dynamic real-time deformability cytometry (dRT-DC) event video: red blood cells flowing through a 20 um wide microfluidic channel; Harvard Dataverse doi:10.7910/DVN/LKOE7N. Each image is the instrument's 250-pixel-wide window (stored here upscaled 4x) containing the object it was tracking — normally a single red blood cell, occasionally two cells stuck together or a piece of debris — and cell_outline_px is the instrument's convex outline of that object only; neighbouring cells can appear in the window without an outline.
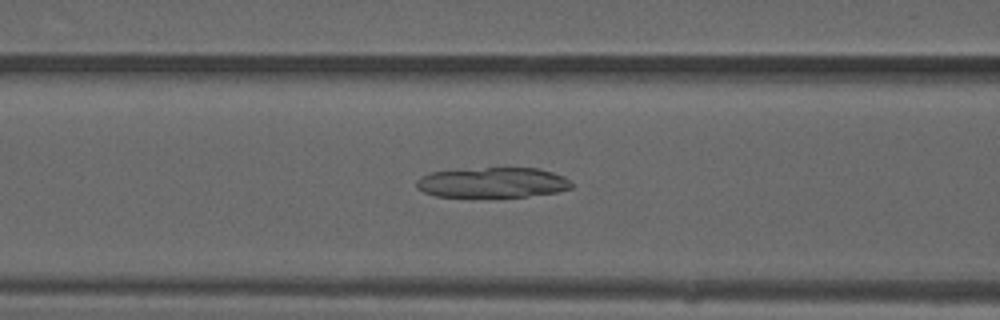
{"species": "common noctule bat (a hibernating species)", "species_latin": "Nyctalus noctula", "temperature_condition": "warm", "stored_images_in_passage": 25, "camera_frame_rate_fps": 3000, "um_per_image_px": 0.085, "animal": {"sex": "male", "forearm_length_mm": 52.5}, "frame": {"image": 1, "passage_image": 12, "time_ms": 3.667, "image_size_px": [1000, 320], "cell_outline_px": [[572, 188], [556, 192], [528, 196], [436, 196], [424, 192], [416, 188], [416, 180], [420, 176], [428, 172], [484, 168], [536, 168], [552, 172], [564, 176], [572, 184]], "centroid_in_image_um": [41.85, 15.51], "position_along_channel_um": 124.8, "area_um2": 27.05}}
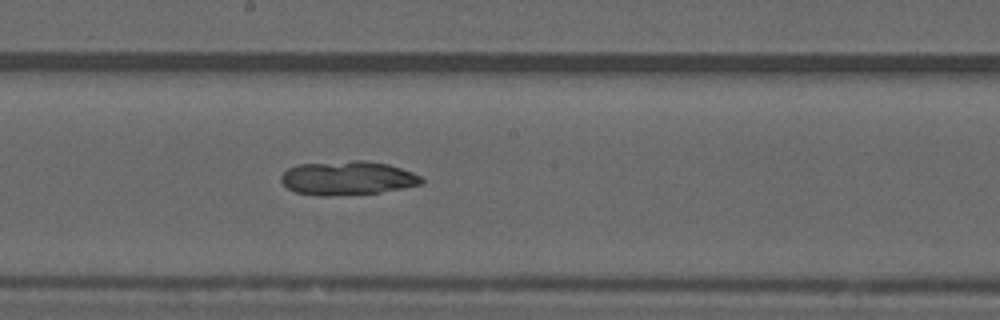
{"frame": {"image": 2, "passage_image": 19, "time_ms": 6.0, "image_size_px": [1000, 320], "cell_outline_px": [[424, 180], [420, 184], [404, 188], [380, 192], [332, 196], [320, 196], [296, 192], [288, 188], [280, 180], [280, 176], [288, 168], [296, 164], [352, 160], [364, 160], [388, 164], [412, 172], [420, 176]], "centroid_in_image_um": [29.51, 15.13], "position_along_channel_um": 218.7, "area_um2": 27.86}}
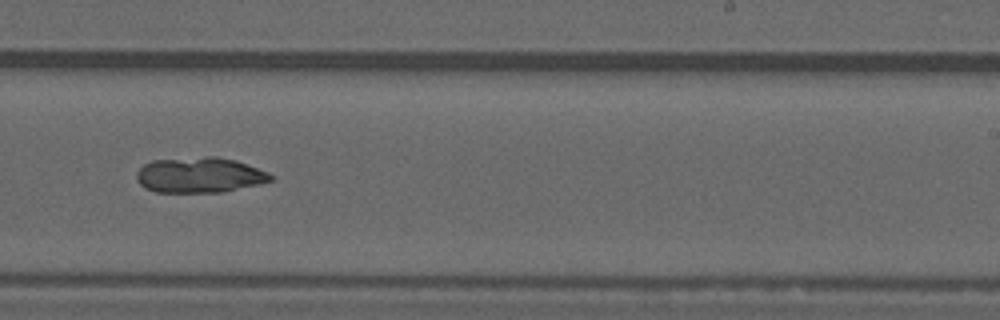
{"frame": {"image": 3, "passage_image": 23, "time_ms": 7.333, "image_size_px": [1000, 320], "cell_outline_px": [[276, 176], [272, 180], [260, 184], [224, 192], [156, 192], [144, 188], [136, 180], [136, 172], [144, 164], [152, 160], [208, 156], [216, 156], [236, 160], [268, 172]], "centroid_in_image_um": [16.97, 14.88], "position_along_channel_um": 272.0, "area_um2": 27.98}}